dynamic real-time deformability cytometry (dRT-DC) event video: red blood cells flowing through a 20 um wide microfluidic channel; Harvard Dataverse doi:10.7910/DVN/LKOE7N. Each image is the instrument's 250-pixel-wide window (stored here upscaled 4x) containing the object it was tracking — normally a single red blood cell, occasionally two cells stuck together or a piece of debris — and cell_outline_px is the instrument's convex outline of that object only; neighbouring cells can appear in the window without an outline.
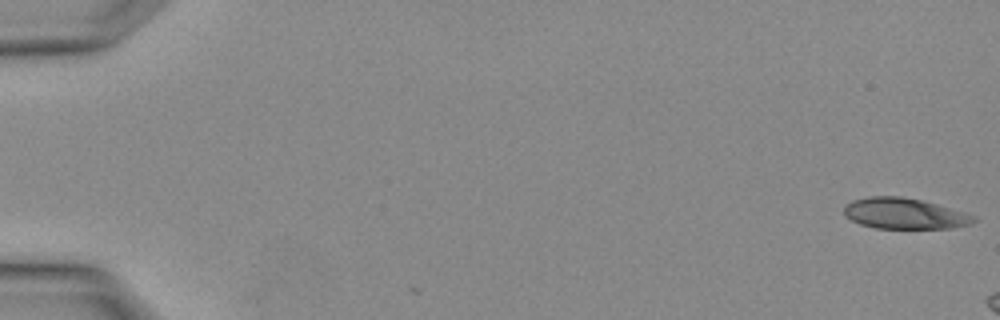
{"species": "Egyptian fruit bat (a non-hibernating species)", "species_latin": "Rousettus aegyptiacus", "temperature_condition": "warm", "stored_images_in_passage": 2, "camera_frame_rate_fps": 3000, "um_per_image_px": 0.085, "animal": {"sex": "female"}, "frame": {"image": 1, "passage_image": 2, "time_ms": 0.333, "image_size_px": [1000, 320], "cell_outline_px": [[976, 220], [972, 224], [952, 228], [876, 228], [860, 224], [844, 216], [844, 208], [852, 200], [872, 196], [900, 196], [920, 200], [936, 204], [964, 212], [976, 216]], "centroid_in_image_um": [76.88, 18.15], "position_along_channel_um": 8.1, "area_um2": 23.18}}